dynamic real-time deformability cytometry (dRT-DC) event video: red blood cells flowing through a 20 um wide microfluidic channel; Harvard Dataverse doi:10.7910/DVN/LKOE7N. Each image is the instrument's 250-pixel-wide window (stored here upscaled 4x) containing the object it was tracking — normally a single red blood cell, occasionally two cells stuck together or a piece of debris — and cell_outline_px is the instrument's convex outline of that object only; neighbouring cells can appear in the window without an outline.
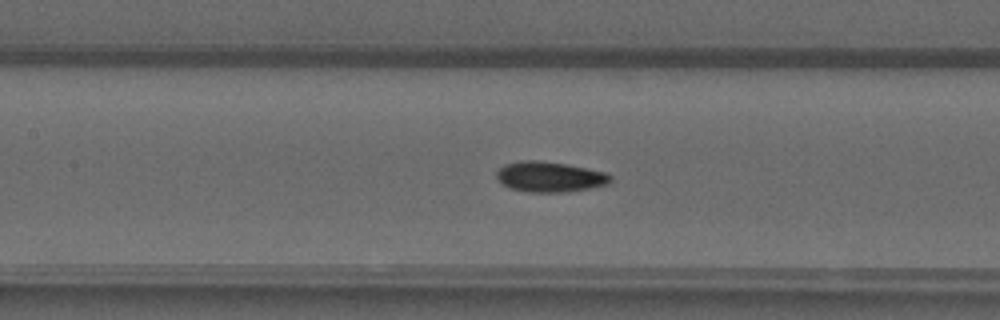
{"species": "common noctule bat (a hibernating species)", "species_latin": "Nyctalus noctula", "temperature_condition": "warm", "stored_images_in_passage": 50, "camera_frame_rate_fps": 3000, "um_per_image_px": 0.085, "animal": {"sex": "male", "forearm_length_mm": 52.5}, "frame": {"image": 1, "passage_image": 23, "time_ms": 7.333, "image_size_px": [1000, 320], "cell_outline_px": [[612, 180], [608, 184], [568, 192], [528, 192], [508, 188], [496, 180], [496, 172], [504, 164], [520, 160], [536, 160], [568, 164], [604, 172], [612, 176]], "centroid_in_image_um": [46.68, 15.03], "position_along_channel_um": 160.7, "area_um2": 20.35}}
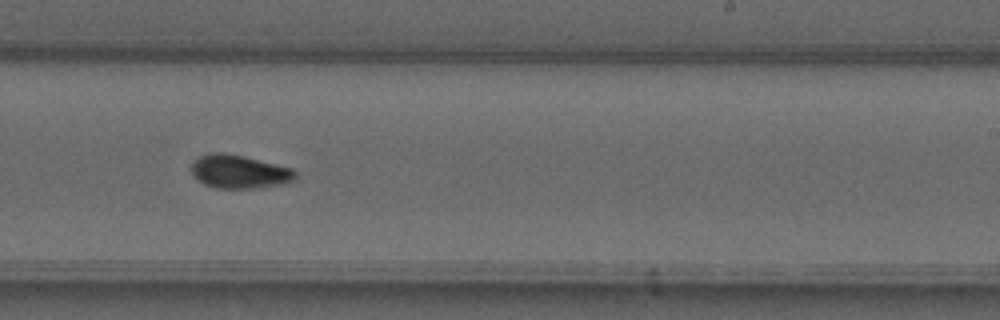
{"frame": {"image": 2, "passage_image": 31, "time_ms": 10.0, "image_size_px": [1000, 320], "cell_outline_px": [[296, 180], [284, 184], [260, 188], [216, 188], [204, 184], [192, 172], [192, 160], [200, 156], [212, 152], [220, 152], [244, 156], [292, 168], [296, 172]], "centroid_in_image_um": [20.37, 14.59], "position_along_channel_um": 268.6, "area_um2": 20.29}}
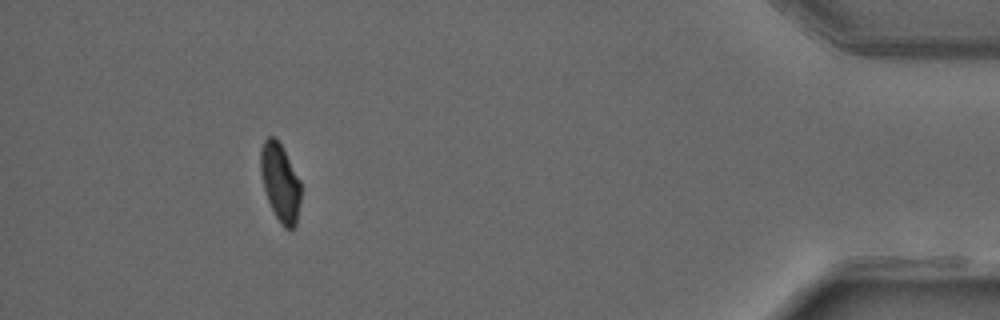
{"frame": {"image": 3, "passage_image": 46, "time_ms": 15.0, "image_size_px": [1000, 320], "cell_outline_px": [[300, 204], [296, 224], [292, 228], [284, 228], [276, 216], [268, 200], [264, 188], [260, 172], [260, 152], [264, 140], [268, 136], [276, 136], [300, 180]], "centroid_in_image_um": [23.81, 15.48], "position_along_channel_um": 411.4, "area_um2": 18.09}, "authors_computed_cell_mechanics": {"area_um2": 19.1607, "velocity_mm_per_s": 4.0759, "shape_relaxation_time_tau1_ms": 4.9492, "shape_relaxation_time_tau2_ms": 2.5683, "deformation_change_tau1": 0.1695, "deformation_change_tau2": 0.0514}}